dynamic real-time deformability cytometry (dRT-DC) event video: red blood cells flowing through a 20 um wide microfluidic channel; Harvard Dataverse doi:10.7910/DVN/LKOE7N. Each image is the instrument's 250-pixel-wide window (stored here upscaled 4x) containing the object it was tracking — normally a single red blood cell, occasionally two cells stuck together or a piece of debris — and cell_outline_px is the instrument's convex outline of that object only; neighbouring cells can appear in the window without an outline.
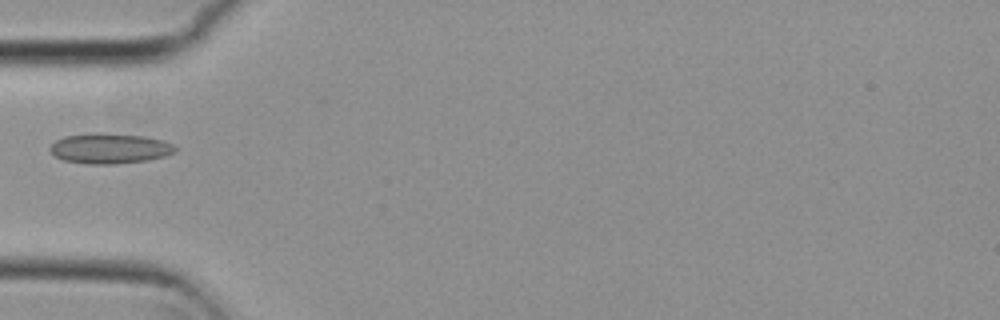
{"species": "common noctule bat (a hibernating species)", "species_latin": "Nyctalus noctula", "temperature_condition": "cold", "stored_images_in_passage": 4, "camera_frame_rate_fps": 3000, "um_per_image_px": 0.085, "animal": {"sex": "female", "body_mass_g": 29.2, "forearm_length_mm": 56.3}, "frame": {"image": 1, "passage_image": 4, "time_ms": 1.0, "image_size_px": [1000, 320], "cell_outline_px": [[176, 152], [164, 156], [148, 160], [116, 164], [84, 164], [64, 160], [56, 156], [48, 148], [56, 140], [64, 136], [100, 132], [144, 136], [164, 140], [172, 144], [176, 148]], "centroid_in_image_um": [9.33, 12.61], "position_along_channel_um": 75.7, "area_um2": 22.2}}